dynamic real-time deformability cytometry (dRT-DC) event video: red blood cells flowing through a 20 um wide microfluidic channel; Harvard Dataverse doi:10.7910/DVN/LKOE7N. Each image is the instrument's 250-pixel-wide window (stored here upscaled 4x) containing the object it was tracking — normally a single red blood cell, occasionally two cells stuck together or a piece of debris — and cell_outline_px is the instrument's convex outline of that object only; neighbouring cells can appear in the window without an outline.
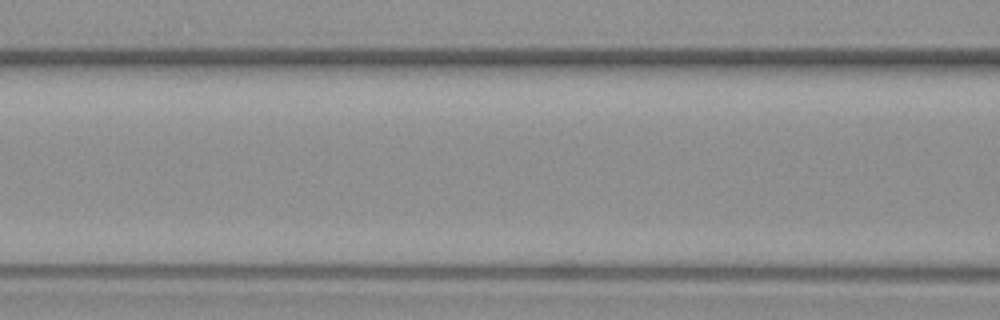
{"species": "common noctule bat (a hibernating species)", "species_latin": "Nyctalus noctula", "temperature_condition": "warm", "stored_images_in_passage": 3, "camera_frame_rate_fps": 3000, "um_per_image_px": 0.085, "animal": {"sex": "female", "body_mass_g": 19.3, "forearm_length_mm": 54.1}, "frame": {"image": 1, "passage_image": 3, "time_ms": 2.333, "image_size_px": [1000, 320], "cell_outline_px": [[920, 280], [824, 280], [820, 276], [820, 260], [900, 260]], "centroid_in_image_um": [73.56, 22.98], "position_along_channel_um": 93.0, "area_um2": 12.95}}